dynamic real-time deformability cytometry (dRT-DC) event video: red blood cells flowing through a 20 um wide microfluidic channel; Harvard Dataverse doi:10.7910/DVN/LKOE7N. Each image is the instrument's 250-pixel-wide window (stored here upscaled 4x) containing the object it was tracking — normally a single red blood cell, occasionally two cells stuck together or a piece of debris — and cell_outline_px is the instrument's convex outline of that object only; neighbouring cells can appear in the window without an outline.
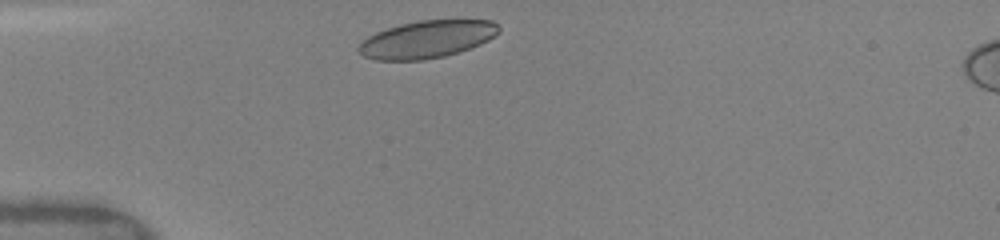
{"species": "human", "species_latin": "Homo sapiens", "temperature_condition": "warm", "stored_images_in_passage": 14, "camera_frame_rate_fps": 3000, "um_per_image_px": 0.085, "donor": {"sex": "female"}, "frame": {"image": 1, "passage_image": 1, "time_ms": 0.0, "image_size_px": [1000, 240], "cell_outline_px": [[500, 32], [496, 36], [480, 44], [444, 56], [424, 60], [376, 60], [364, 56], [356, 48], [368, 36], [376, 32], [400, 24], [420, 20], [492, 20], [500, 28]], "centroid_in_image_um": [36.3, 3.34], "position_along_channel_um": 48.7, "area_um2": 30.4}}
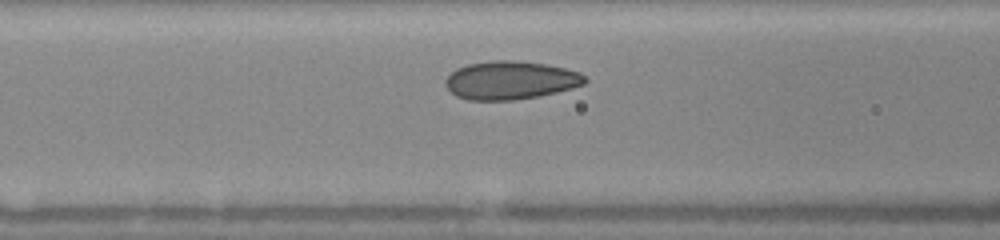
{"frame": {"image": 2, "passage_image": 9, "time_ms": 2.333, "image_size_px": [1000, 240], "cell_outline_px": [[588, 80], [584, 84], [572, 88], [540, 96], [512, 100], [468, 100], [456, 96], [444, 84], [444, 80], [456, 68], [468, 64], [492, 60], [512, 60], [548, 64], [580, 72]], "centroid_in_image_um": [43.39, 6.82], "position_along_channel_um": 123.2, "area_um2": 31.21}}
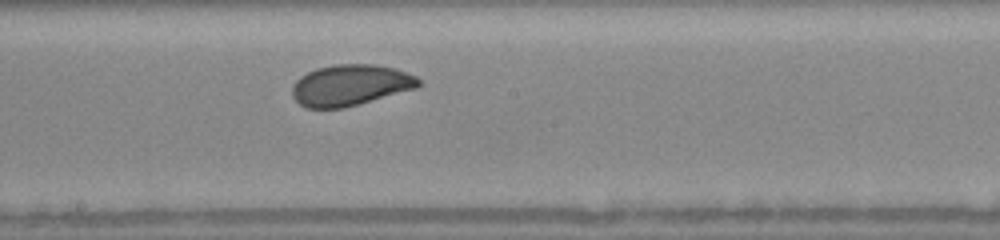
{"frame": {"image": 3, "passage_image": 14, "time_ms": 4.667, "image_size_px": [1000, 240], "cell_outline_px": [[420, 84], [416, 88], [344, 108], [308, 108], [300, 104], [292, 96], [292, 88], [296, 80], [300, 76], [316, 68], [336, 64], [376, 64], [392, 68], [416, 76], [420, 80]], "centroid_in_image_um": [29.75, 7.23], "position_along_channel_um": 218.4, "area_um2": 30.06}}